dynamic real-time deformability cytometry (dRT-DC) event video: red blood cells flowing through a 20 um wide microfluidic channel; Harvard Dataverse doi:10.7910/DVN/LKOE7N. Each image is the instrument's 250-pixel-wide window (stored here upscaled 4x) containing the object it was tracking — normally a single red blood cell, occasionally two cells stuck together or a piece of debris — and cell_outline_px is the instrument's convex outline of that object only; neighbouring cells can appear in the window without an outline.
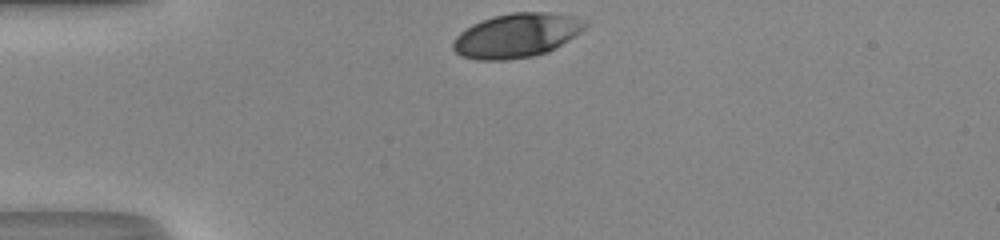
{"species": "human", "species_latin": "Homo sapiens", "temperature_condition": "room temperature", "stored_images_in_passage": 29, "camera_frame_rate_fps": 3000, "um_per_image_px": 0.085, "donor": {"sex": "male"}, "frame": {"image": 1, "passage_image": 1, "time_ms": 0.0, "image_size_px": [1000, 240], "cell_outline_px": [[588, 24], [580, 32], [568, 40], [548, 52], [532, 56], [508, 60], [476, 60], [460, 56], [452, 48], [452, 44], [456, 36], [460, 32], [472, 24], [492, 16], [512, 12], [548, 12], [572, 16], [588, 20]], "centroid_in_image_um": [43.9, 3.01], "position_along_channel_um": 41.1, "area_um2": 34.16}}
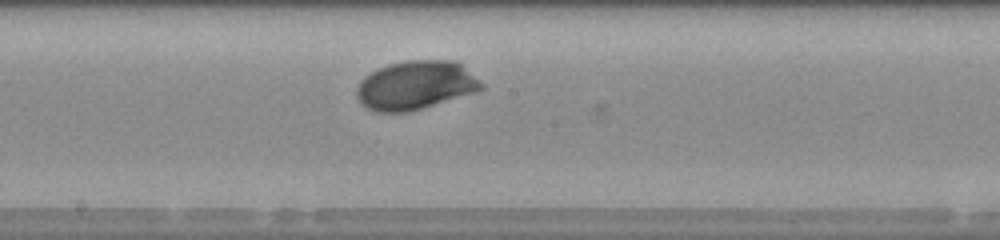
{"frame": {"image": 2, "passage_image": 16, "time_ms": 5.0, "image_size_px": [1000, 240], "cell_outline_px": [[484, 88], [476, 92], [408, 112], [376, 112], [360, 104], [356, 96], [356, 88], [360, 80], [364, 76], [388, 64], [408, 60], [456, 60], [484, 84]], "centroid_in_image_um": [35.3, 7.25], "position_along_channel_um": 212.9, "area_um2": 35.43}}
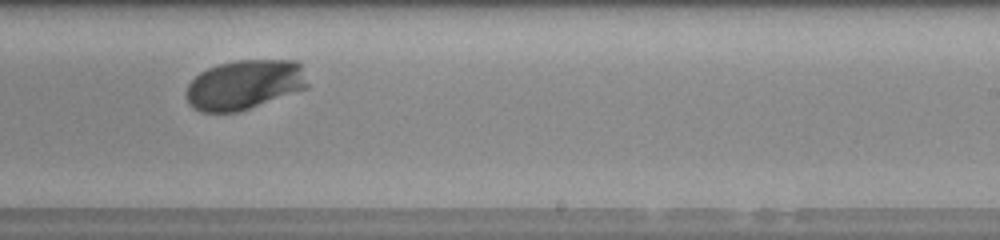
{"frame": {"image": 3, "passage_image": 20, "time_ms": 6.333, "image_size_px": [1000, 240], "cell_outline_px": [[308, 88], [236, 112], [200, 112], [192, 108], [188, 104], [184, 96], [184, 92], [188, 84], [200, 72], [216, 64], [236, 60], [296, 60], [300, 64], [308, 84]], "centroid_in_image_um": [20.72, 7.2], "position_along_channel_um": 268.3, "area_um2": 35.26}, "authors_computed_cell_mechanics": {"area_um2": 34.1598, "velocity_mm_per_s": 4.1623, "shape_relaxation_time_tau1_ms": 2.2618, "shape_relaxation_time_tau2_ms": null, "deformation_change_tau1": 0.1501, "deformation_change_tau2": null}}